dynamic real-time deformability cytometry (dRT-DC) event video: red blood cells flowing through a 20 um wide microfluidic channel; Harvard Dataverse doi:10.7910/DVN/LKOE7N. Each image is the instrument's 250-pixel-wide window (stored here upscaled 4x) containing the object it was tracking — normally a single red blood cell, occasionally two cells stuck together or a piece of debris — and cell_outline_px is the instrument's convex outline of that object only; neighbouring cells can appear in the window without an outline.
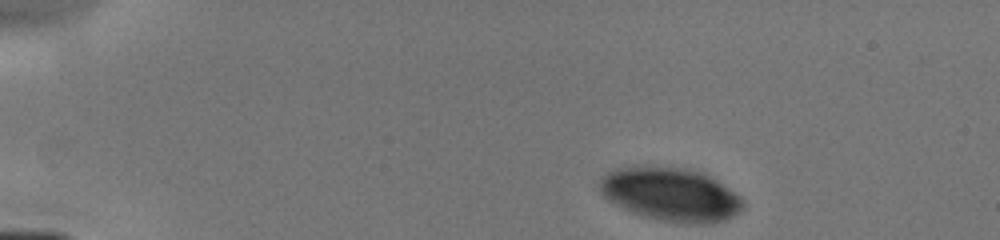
{"species": "human", "species_latin": "Homo sapiens", "temperature_condition": "cold", "stored_images_in_passage": 8, "camera_frame_rate_fps": 3000, "um_per_image_px": 0.085, "donor": {"sex": "male"}, "frame": {"image": 1, "passage_image": 1, "time_ms": 0.0, "image_size_px": [1000, 240], "cell_outline_px": [[744, 208], [740, 212], [724, 220], [708, 224], [684, 224], [660, 220], [644, 216], [632, 212], [608, 200], [600, 192], [600, 180], [608, 172], [616, 168], [636, 164], [648, 164], [688, 168], [704, 172], [740, 196], [744, 200]], "centroid_in_image_um": [57.01, 16.49], "position_along_channel_um": 28.0, "area_um2": 45.43}}
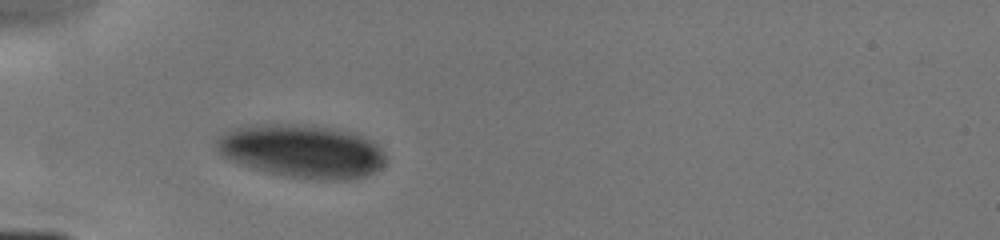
{"frame": {"image": 2, "passage_image": 6, "time_ms": 2.667, "image_size_px": [1000, 240], "cell_outline_px": [[384, 164], [376, 172], [364, 176], [348, 180], [320, 180], [288, 176], [264, 172], [252, 168], [232, 160], [224, 156], [216, 148], [216, 140], [220, 136], [236, 128], [276, 124], [280, 124], [328, 128], [352, 132], [376, 140], [380, 144], [384, 152]], "centroid_in_image_um": [25.76, 12.88], "position_along_channel_um": 59.2, "area_um2": 52.02}}
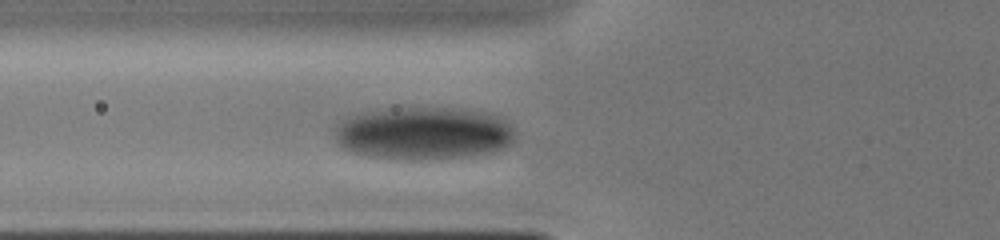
{"frame": {"image": 3, "passage_image": 8, "time_ms": 3.667, "image_size_px": [1000, 240], "cell_outline_px": [[516, 136], [512, 144], [508, 148], [496, 152], [440, 160], [392, 160], [368, 156], [352, 152], [336, 144], [336, 128], [340, 120], [348, 116], [368, 112], [392, 108], [460, 108], [492, 112], [508, 120], [516, 128]], "centroid_in_image_um": [36.11, 11.35], "position_along_channel_um": 89.7, "area_um2": 57.16}}